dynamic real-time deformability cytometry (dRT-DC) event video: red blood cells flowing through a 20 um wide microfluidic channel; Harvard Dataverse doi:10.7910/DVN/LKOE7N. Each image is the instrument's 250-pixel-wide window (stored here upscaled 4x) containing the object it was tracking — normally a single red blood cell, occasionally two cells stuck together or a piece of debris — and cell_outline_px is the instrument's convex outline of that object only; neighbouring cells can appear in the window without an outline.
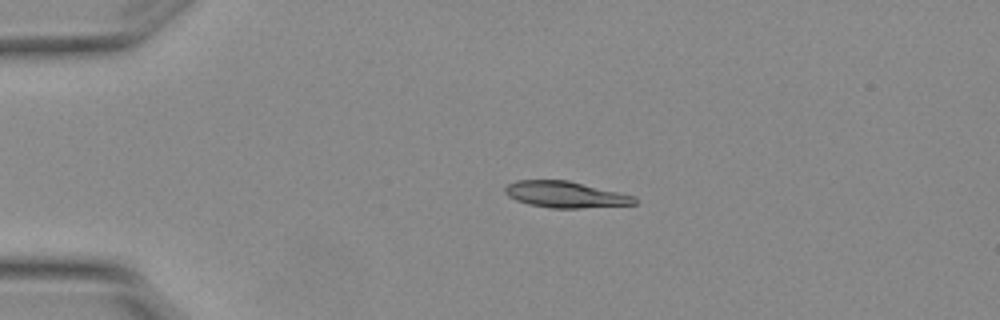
{"species": "Egyptian fruit bat (a non-hibernating species)", "species_latin": "Rousettus aegyptiacus", "temperature_condition": "warm", "stored_images_in_passage": 4, "camera_frame_rate_fps": 3000, "um_per_image_px": 0.085, "animal": {"sex": "female"}, "frame": {"image": 1, "passage_image": 3, "time_ms": 0.667, "image_size_px": [1000, 320], "cell_outline_px": [[636, 204], [580, 208], [552, 208], [528, 204], [516, 200], [508, 196], [504, 192], [504, 188], [508, 184], [516, 180], [568, 180], [636, 196]], "centroid_in_image_um": [48.05, 16.53], "position_along_channel_um": 37.0, "area_um2": 19.83}}